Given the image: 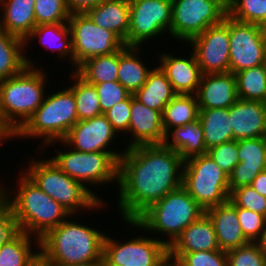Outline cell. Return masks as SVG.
Listing matches in <instances>:
<instances>
[{"label":"cell","instance_id":"cell-55","mask_svg":"<svg viewBox=\"0 0 266 266\" xmlns=\"http://www.w3.org/2000/svg\"><path fill=\"white\" fill-rule=\"evenodd\" d=\"M264 64L266 65V45H265Z\"/></svg>","mask_w":266,"mask_h":266},{"label":"cell","instance_id":"cell-28","mask_svg":"<svg viewBox=\"0 0 266 266\" xmlns=\"http://www.w3.org/2000/svg\"><path fill=\"white\" fill-rule=\"evenodd\" d=\"M164 145L179 153L184 161L208 152L204 142L203 127L199 119L170 129L165 135Z\"/></svg>","mask_w":266,"mask_h":266},{"label":"cell","instance_id":"cell-9","mask_svg":"<svg viewBox=\"0 0 266 266\" xmlns=\"http://www.w3.org/2000/svg\"><path fill=\"white\" fill-rule=\"evenodd\" d=\"M124 223L132 230H141L143 235L132 236L129 240L126 236L122 241V238L118 240V237H111L106 232L103 243L104 266H165L168 260L167 245L150 236L136 220H124Z\"/></svg>","mask_w":266,"mask_h":266},{"label":"cell","instance_id":"cell-8","mask_svg":"<svg viewBox=\"0 0 266 266\" xmlns=\"http://www.w3.org/2000/svg\"><path fill=\"white\" fill-rule=\"evenodd\" d=\"M44 71V67L27 65L19 74L0 81V114L17 132L51 91L46 87L48 72Z\"/></svg>","mask_w":266,"mask_h":266},{"label":"cell","instance_id":"cell-46","mask_svg":"<svg viewBox=\"0 0 266 266\" xmlns=\"http://www.w3.org/2000/svg\"><path fill=\"white\" fill-rule=\"evenodd\" d=\"M131 103L132 94H130L125 100L116 103L111 109L104 113L107 120L111 123L113 129L120 137L128 132L131 118Z\"/></svg>","mask_w":266,"mask_h":266},{"label":"cell","instance_id":"cell-16","mask_svg":"<svg viewBox=\"0 0 266 266\" xmlns=\"http://www.w3.org/2000/svg\"><path fill=\"white\" fill-rule=\"evenodd\" d=\"M119 137L111 123L107 120V117L102 114L91 119L78 121L70 129L64 141L72 149L85 153H124L125 147L120 151L117 150V147H114L117 145Z\"/></svg>","mask_w":266,"mask_h":266},{"label":"cell","instance_id":"cell-15","mask_svg":"<svg viewBox=\"0 0 266 266\" xmlns=\"http://www.w3.org/2000/svg\"><path fill=\"white\" fill-rule=\"evenodd\" d=\"M195 54L202 74L229 72L230 38L229 16L216 25L208 27L187 43Z\"/></svg>","mask_w":266,"mask_h":266},{"label":"cell","instance_id":"cell-39","mask_svg":"<svg viewBox=\"0 0 266 266\" xmlns=\"http://www.w3.org/2000/svg\"><path fill=\"white\" fill-rule=\"evenodd\" d=\"M181 266H227V254L223 250L168 253Z\"/></svg>","mask_w":266,"mask_h":266},{"label":"cell","instance_id":"cell-54","mask_svg":"<svg viewBox=\"0 0 266 266\" xmlns=\"http://www.w3.org/2000/svg\"><path fill=\"white\" fill-rule=\"evenodd\" d=\"M264 146H265V160H266V136L264 137Z\"/></svg>","mask_w":266,"mask_h":266},{"label":"cell","instance_id":"cell-47","mask_svg":"<svg viewBox=\"0 0 266 266\" xmlns=\"http://www.w3.org/2000/svg\"><path fill=\"white\" fill-rule=\"evenodd\" d=\"M103 0H66L71 14L86 13L89 9L101 3Z\"/></svg>","mask_w":266,"mask_h":266},{"label":"cell","instance_id":"cell-52","mask_svg":"<svg viewBox=\"0 0 266 266\" xmlns=\"http://www.w3.org/2000/svg\"><path fill=\"white\" fill-rule=\"evenodd\" d=\"M258 243L266 252V221H265L264 232H263L262 238Z\"/></svg>","mask_w":266,"mask_h":266},{"label":"cell","instance_id":"cell-42","mask_svg":"<svg viewBox=\"0 0 266 266\" xmlns=\"http://www.w3.org/2000/svg\"><path fill=\"white\" fill-rule=\"evenodd\" d=\"M229 200L236 206L266 216V197L250 185L240 186L230 192Z\"/></svg>","mask_w":266,"mask_h":266},{"label":"cell","instance_id":"cell-53","mask_svg":"<svg viewBox=\"0 0 266 266\" xmlns=\"http://www.w3.org/2000/svg\"><path fill=\"white\" fill-rule=\"evenodd\" d=\"M167 266H181L176 260L169 258L166 262Z\"/></svg>","mask_w":266,"mask_h":266},{"label":"cell","instance_id":"cell-43","mask_svg":"<svg viewBox=\"0 0 266 266\" xmlns=\"http://www.w3.org/2000/svg\"><path fill=\"white\" fill-rule=\"evenodd\" d=\"M237 217L245 238L249 242H259L264 232L266 216L237 207Z\"/></svg>","mask_w":266,"mask_h":266},{"label":"cell","instance_id":"cell-40","mask_svg":"<svg viewBox=\"0 0 266 266\" xmlns=\"http://www.w3.org/2000/svg\"><path fill=\"white\" fill-rule=\"evenodd\" d=\"M227 266H263L265 250L258 242H249L226 252Z\"/></svg>","mask_w":266,"mask_h":266},{"label":"cell","instance_id":"cell-26","mask_svg":"<svg viewBox=\"0 0 266 266\" xmlns=\"http://www.w3.org/2000/svg\"><path fill=\"white\" fill-rule=\"evenodd\" d=\"M86 14L98 26L117 34L127 46L130 26L129 0H103Z\"/></svg>","mask_w":266,"mask_h":266},{"label":"cell","instance_id":"cell-33","mask_svg":"<svg viewBox=\"0 0 266 266\" xmlns=\"http://www.w3.org/2000/svg\"><path fill=\"white\" fill-rule=\"evenodd\" d=\"M163 129L165 134L177 126H184L199 118V104L196 95L177 94L164 108Z\"/></svg>","mask_w":266,"mask_h":266},{"label":"cell","instance_id":"cell-18","mask_svg":"<svg viewBox=\"0 0 266 266\" xmlns=\"http://www.w3.org/2000/svg\"><path fill=\"white\" fill-rule=\"evenodd\" d=\"M159 52L161 53L155 55L159 59L156 63L166 74L174 91L177 94L196 95L202 73L193 51L186 52L187 56L185 54L177 56V53L171 54L170 51L168 53L166 51Z\"/></svg>","mask_w":266,"mask_h":266},{"label":"cell","instance_id":"cell-17","mask_svg":"<svg viewBox=\"0 0 266 266\" xmlns=\"http://www.w3.org/2000/svg\"><path fill=\"white\" fill-rule=\"evenodd\" d=\"M165 135L162 112L150 109L135 99L132 94L131 118L128 132L124 136V138L129 137L130 140L126 138L127 143L122 140L126 145L125 148L164 144Z\"/></svg>","mask_w":266,"mask_h":266},{"label":"cell","instance_id":"cell-12","mask_svg":"<svg viewBox=\"0 0 266 266\" xmlns=\"http://www.w3.org/2000/svg\"><path fill=\"white\" fill-rule=\"evenodd\" d=\"M129 5L130 26L127 47L146 46L143 49L146 51L145 48L152 44L149 41L153 43L159 41L158 37L166 33L170 39L172 0H129Z\"/></svg>","mask_w":266,"mask_h":266},{"label":"cell","instance_id":"cell-19","mask_svg":"<svg viewBox=\"0 0 266 266\" xmlns=\"http://www.w3.org/2000/svg\"><path fill=\"white\" fill-rule=\"evenodd\" d=\"M38 39L39 45L42 48L49 52V49L52 53H57L54 58H58L59 63L67 59L66 64L69 63L73 68V47H72V35L70 32V27L68 23H58V24H43V25H36L35 28L32 30L30 35L24 41L25 43V61L28 66L37 67L34 59L30 58L26 54V52L30 51V44L32 41H36ZM31 41V42H30ZM28 48V49H27ZM27 55V56H26ZM61 58V61H60ZM36 65V66H35Z\"/></svg>","mask_w":266,"mask_h":266},{"label":"cell","instance_id":"cell-5","mask_svg":"<svg viewBox=\"0 0 266 266\" xmlns=\"http://www.w3.org/2000/svg\"><path fill=\"white\" fill-rule=\"evenodd\" d=\"M59 142V143H58ZM54 156L49 158L54 164L66 173L69 177L82 183L89 191H91L100 201H106L101 198L96 192V187L103 188V185H116L118 189L119 184V160L123 153H107V152H91L85 153L72 149L64 140L49 143L43 150L55 146ZM62 149H60L62 147ZM60 149V150H59ZM66 149V150H65ZM113 182V183H112ZM115 183V185H114ZM117 183V184H116ZM102 185V186H101ZM95 190H93V188ZM95 186V187H94ZM91 187V188H90ZM104 199V200H103Z\"/></svg>","mask_w":266,"mask_h":266},{"label":"cell","instance_id":"cell-50","mask_svg":"<svg viewBox=\"0 0 266 266\" xmlns=\"http://www.w3.org/2000/svg\"><path fill=\"white\" fill-rule=\"evenodd\" d=\"M29 266H51L41 255Z\"/></svg>","mask_w":266,"mask_h":266},{"label":"cell","instance_id":"cell-10","mask_svg":"<svg viewBox=\"0 0 266 266\" xmlns=\"http://www.w3.org/2000/svg\"><path fill=\"white\" fill-rule=\"evenodd\" d=\"M182 186L205 211L229 200V175L208 154L184 161Z\"/></svg>","mask_w":266,"mask_h":266},{"label":"cell","instance_id":"cell-21","mask_svg":"<svg viewBox=\"0 0 266 266\" xmlns=\"http://www.w3.org/2000/svg\"><path fill=\"white\" fill-rule=\"evenodd\" d=\"M234 140L266 136V107L261 101L238 99L229 107Z\"/></svg>","mask_w":266,"mask_h":266},{"label":"cell","instance_id":"cell-36","mask_svg":"<svg viewBox=\"0 0 266 266\" xmlns=\"http://www.w3.org/2000/svg\"><path fill=\"white\" fill-rule=\"evenodd\" d=\"M238 99L265 102L266 65L261 64L235 73Z\"/></svg>","mask_w":266,"mask_h":266},{"label":"cell","instance_id":"cell-7","mask_svg":"<svg viewBox=\"0 0 266 266\" xmlns=\"http://www.w3.org/2000/svg\"><path fill=\"white\" fill-rule=\"evenodd\" d=\"M204 213L205 210L181 185L152 204L136 221L169 247L188 225Z\"/></svg>","mask_w":266,"mask_h":266},{"label":"cell","instance_id":"cell-3","mask_svg":"<svg viewBox=\"0 0 266 266\" xmlns=\"http://www.w3.org/2000/svg\"><path fill=\"white\" fill-rule=\"evenodd\" d=\"M16 180L17 185L12 188L5 183L1 185L0 181V190L13 203L14 214L22 232L40 239L71 215L61 204L42 191L21 169Z\"/></svg>","mask_w":266,"mask_h":266},{"label":"cell","instance_id":"cell-6","mask_svg":"<svg viewBox=\"0 0 266 266\" xmlns=\"http://www.w3.org/2000/svg\"><path fill=\"white\" fill-rule=\"evenodd\" d=\"M78 122L77 105L73 91L62 86L46 93L40 107L17 132V140H40L39 149L55 141H63ZM41 145V147H40ZM43 146V147H42Z\"/></svg>","mask_w":266,"mask_h":266},{"label":"cell","instance_id":"cell-44","mask_svg":"<svg viewBox=\"0 0 266 266\" xmlns=\"http://www.w3.org/2000/svg\"><path fill=\"white\" fill-rule=\"evenodd\" d=\"M102 114L111 109L116 103L125 100L131 93L119 82H101L94 84Z\"/></svg>","mask_w":266,"mask_h":266},{"label":"cell","instance_id":"cell-31","mask_svg":"<svg viewBox=\"0 0 266 266\" xmlns=\"http://www.w3.org/2000/svg\"><path fill=\"white\" fill-rule=\"evenodd\" d=\"M39 256L40 239L22 232L12 242L0 247V266H29Z\"/></svg>","mask_w":266,"mask_h":266},{"label":"cell","instance_id":"cell-32","mask_svg":"<svg viewBox=\"0 0 266 266\" xmlns=\"http://www.w3.org/2000/svg\"><path fill=\"white\" fill-rule=\"evenodd\" d=\"M26 66L24 40L0 30V81L19 74Z\"/></svg>","mask_w":266,"mask_h":266},{"label":"cell","instance_id":"cell-14","mask_svg":"<svg viewBox=\"0 0 266 266\" xmlns=\"http://www.w3.org/2000/svg\"><path fill=\"white\" fill-rule=\"evenodd\" d=\"M229 38V72L235 74L264 64L266 27L229 16Z\"/></svg>","mask_w":266,"mask_h":266},{"label":"cell","instance_id":"cell-35","mask_svg":"<svg viewBox=\"0 0 266 266\" xmlns=\"http://www.w3.org/2000/svg\"><path fill=\"white\" fill-rule=\"evenodd\" d=\"M68 80L71 77V85L68 87L73 91L77 105L78 121L87 120L102 115L99 104L98 93L93 84L86 82L74 70H70Z\"/></svg>","mask_w":266,"mask_h":266},{"label":"cell","instance_id":"cell-41","mask_svg":"<svg viewBox=\"0 0 266 266\" xmlns=\"http://www.w3.org/2000/svg\"><path fill=\"white\" fill-rule=\"evenodd\" d=\"M22 233L14 214L13 203L0 190V247L12 242Z\"/></svg>","mask_w":266,"mask_h":266},{"label":"cell","instance_id":"cell-4","mask_svg":"<svg viewBox=\"0 0 266 266\" xmlns=\"http://www.w3.org/2000/svg\"><path fill=\"white\" fill-rule=\"evenodd\" d=\"M31 158L22 171L71 215L83 213L82 210L96 212L110 205L107 204L109 201H100L82 183L60 170L49 157L43 160Z\"/></svg>","mask_w":266,"mask_h":266},{"label":"cell","instance_id":"cell-45","mask_svg":"<svg viewBox=\"0 0 266 266\" xmlns=\"http://www.w3.org/2000/svg\"><path fill=\"white\" fill-rule=\"evenodd\" d=\"M207 154L227 175L239 163L238 142L236 140L213 146L208 150Z\"/></svg>","mask_w":266,"mask_h":266},{"label":"cell","instance_id":"cell-37","mask_svg":"<svg viewBox=\"0 0 266 266\" xmlns=\"http://www.w3.org/2000/svg\"><path fill=\"white\" fill-rule=\"evenodd\" d=\"M227 15L266 27V0H227Z\"/></svg>","mask_w":266,"mask_h":266},{"label":"cell","instance_id":"cell-1","mask_svg":"<svg viewBox=\"0 0 266 266\" xmlns=\"http://www.w3.org/2000/svg\"><path fill=\"white\" fill-rule=\"evenodd\" d=\"M184 160L173 149L141 145L126 149L119 160L116 209L124 220H136L152 204L182 185Z\"/></svg>","mask_w":266,"mask_h":266},{"label":"cell","instance_id":"cell-24","mask_svg":"<svg viewBox=\"0 0 266 266\" xmlns=\"http://www.w3.org/2000/svg\"><path fill=\"white\" fill-rule=\"evenodd\" d=\"M220 250L214 225L204 213L198 220L188 225L168 247V253H188L196 251Z\"/></svg>","mask_w":266,"mask_h":266},{"label":"cell","instance_id":"cell-48","mask_svg":"<svg viewBox=\"0 0 266 266\" xmlns=\"http://www.w3.org/2000/svg\"><path fill=\"white\" fill-rule=\"evenodd\" d=\"M17 139V131L0 114V145L3 146L6 141Z\"/></svg>","mask_w":266,"mask_h":266},{"label":"cell","instance_id":"cell-25","mask_svg":"<svg viewBox=\"0 0 266 266\" xmlns=\"http://www.w3.org/2000/svg\"><path fill=\"white\" fill-rule=\"evenodd\" d=\"M35 0H1L0 30L24 41L36 26Z\"/></svg>","mask_w":266,"mask_h":266},{"label":"cell","instance_id":"cell-27","mask_svg":"<svg viewBox=\"0 0 266 266\" xmlns=\"http://www.w3.org/2000/svg\"><path fill=\"white\" fill-rule=\"evenodd\" d=\"M141 49V50H140ZM143 47H127L118 50V81L131 93L134 94L146 82L151 72L150 61L145 62L147 57H141ZM142 53V54H140ZM146 63H149L148 66Z\"/></svg>","mask_w":266,"mask_h":266},{"label":"cell","instance_id":"cell-11","mask_svg":"<svg viewBox=\"0 0 266 266\" xmlns=\"http://www.w3.org/2000/svg\"><path fill=\"white\" fill-rule=\"evenodd\" d=\"M227 15V0H172L170 37L183 45Z\"/></svg>","mask_w":266,"mask_h":266},{"label":"cell","instance_id":"cell-49","mask_svg":"<svg viewBox=\"0 0 266 266\" xmlns=\"http://www.w3.org/2000/svg\"><path fill=\"white\" fill-rule=\"evenodd\" d=\"M250 186L259 194L266 197V170L260 172L258 176L251 182Z\"/></svg>","mask_w":266,"mask_h":266},{"label":"cell","instance_id":"cell-2","mask_svg":"<svg viewBox=\"0 0 266 266\" xmlns=\"http://www.w3.org/2000/svg\"><path fill=\"white\" fill-rule=\"evenodd\" d=\"M78 216L70 215L40 238V255L51 266L103 261L106 233L99 230L101 226L97 229L93 224L87 225L86 220L85 224L78 222Z\"/></svg>","mask_w":266,"mask_h":266},{"label":"cell","instance_id":"cell-30","mask_svg":"<svg viewBox=\"0 0 266 266\" xmlns=\"http://www.w3.org/2000/svg\"><path fill=\"white\" fill-rule=\"evenodd\" d=\"M206 149L234 140L229 108L199 109Z\"/></svg>","mask_w":266,"mask_h":266},{"label":"cell","instance_id":"cell-34","mask_svg":"<svg viewBox=\"0 0 266 266\" xmlns=\"http://www.w3.org/2000/svg\"><path fill=\"white\" fill-rule=\"evenodd\" d=\"M74 71L93 85L106 81H118V51L91 57L82 62Z\"/></svg>","mask_w":266,"mask_h":266},{"label":"cell","instance_id":"cell-29","mask_svg":"<svg viewBox=\"0 0 266 266\" xmlns=\"http://www.w3.org/2000/svg\"><path fill=\"white\" fill-rule=\"evenodd\" d=\"M146 82L133 95L140 103L163 113L165 106L177 95L166 74L156 64Z\"/></svg>","mask_w":266,"mask_h":266},{"label":"cell","instance_id":"cell-38","mask_svg":"<svg viewBox=\"0 0 266 266\" xmlns=\"http://www.w3.org/2000/svg\"><path fill=\"white\" fill-rule=\"evenodd\" d=\"M36 25L68 23L71 15L66 0H35Z\"/></svg>","mask_w":266,"mask_h":266},{"label":"cell","instance_id":"cell-13","mask_svg":"<svg viewBox=\"0 0 266 266\" xmlns=\"http://www.w3.org/2000/svg\"><path fill=\"white\" fill-rule=\"evenodd\" d=\"M68 25L72 35V70L91 57L111 54L125 46L117 34L95 24L86 13L71 14Z\"/></svg>","mask_w":266,"mask_h":266},{"label":"cell","instance_id":"cell-20","mask_svg":"<svg viewBox=\"0 0 266 266\" xmlns=\"http://www.w3.org/2000/svg\"><path fill=\"white\" fill-rule=\"evenodd\" d=\"M239 163L229 174L230 192L240 186H248L266 170L264 137L238 140Z\"/></svg>","mask_w":266,"mask_h":266},{"label":"cell","instance_id":"cell-51","mask_svg":"<svg viewBox=\"0 0 266 266\" xmlns=\"http://www.w3.org/2000/svg\"><path fill=\"white\" fill-rule=\"evenodd\" d=\"M68 266H104V261H93V262L73 264Z\"/></svg>","mask_w":266,"mask_h":266},{"label":"cell","instance_id":"cell-22","mask_svg":"<svg viewBox=\"0 0 266 266\" xmlns=\"http://www.w3.org/2000/svg\"><path fill=\"white\" fill-rule=\"evenodd\" d=\"M196 96L199 109L229 108L238 100L235 74H202Z\"/></svg>","mask_w":266,"mask_h":266},{"label":"cell","instance_id":"cell-23","mask_svg":"<svg viewBox=\"0 0 266 266\" xmlns=\"http://www.w3.org/2000/svg\"><path fill=\"white\" fill-rule=\"evenodd\" d=\"M205 213L214 225L220 250L227 252L249 243L242 232L237 207L230 200L209 208Z\"/></svg>","mask_w":266,"mask_h":266}]
</instances>
